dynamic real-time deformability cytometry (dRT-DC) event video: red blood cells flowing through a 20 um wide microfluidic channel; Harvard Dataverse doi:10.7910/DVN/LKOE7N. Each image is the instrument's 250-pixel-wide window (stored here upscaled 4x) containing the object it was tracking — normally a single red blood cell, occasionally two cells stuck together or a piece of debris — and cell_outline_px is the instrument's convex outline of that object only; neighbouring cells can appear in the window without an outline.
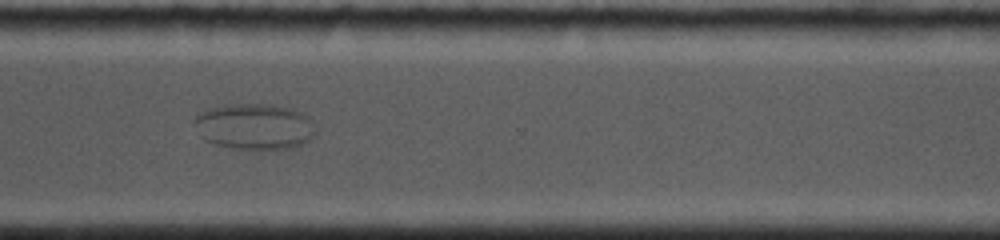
{"species": "common noctule bat (a hibernating species)", "species_latin": "Nyctalus noctula", "temperature_condition": "cold", "stored_images_in_passage": 22, "segment_of_instrument_passage": [2, 2], "camera_frame_rate_fps": 5000, "um_per_image_px": 0.085, "animal": {"sex": "female", "body_mass_g": 19.0, "forearm_length_mm": 53.3}, "frame": {"image": 1, "passage_image": 16, "time_ms": 8.4, "image_size_px": [1000, 240], "cell_outline_px": [[316, 132], [308, 140], [300, 144], [288, 148], [256, 152], [232, 148], [216, 144], [204, 140], [200, 136], [312, 132]], "centroid_in_image_um": [22.12, 11.98], "position_along_channel_um": 348.5, "area_um2": 10.35}}